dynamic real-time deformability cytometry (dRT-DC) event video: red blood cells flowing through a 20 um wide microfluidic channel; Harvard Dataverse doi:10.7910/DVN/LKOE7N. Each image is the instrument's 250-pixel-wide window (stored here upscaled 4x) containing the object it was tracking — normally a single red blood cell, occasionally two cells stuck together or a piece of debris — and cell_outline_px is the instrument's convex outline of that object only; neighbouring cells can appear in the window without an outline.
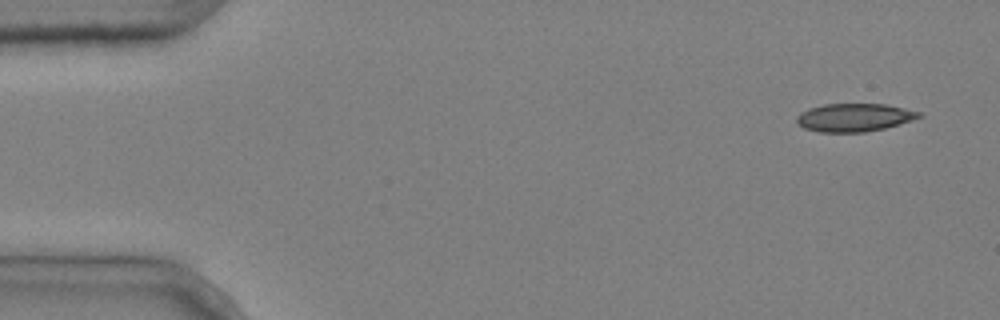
{"species": "common noctule bat (a hibernating species)", "species_latin": "Nyctalus noctula", "temperature_condition": "cold", "stored_images_in_passage": 4, "camera_frame_rate_fps": 3000, "um_per_image_px": 0.085, "animal": {"sex": "male", "body_mass_g": 20.4}, "frame": {"image": 1, "passage_image": 1, "time_ms": 0.0, "image_size_px": [1000, 320], "cell_outline_px": [[924, 116], [912, 120], [884, 128], [864, 132], [820, 132], [804, 128], [796, 120], [796, 116], [800, 112], [808, 108], [824, 104], [884, 104], [904, 108], [920, 112]], "centroid_in_image_um": [72.6, 9.98], "position_along_channel_um": 12.4, "area_um2": 19.94}}
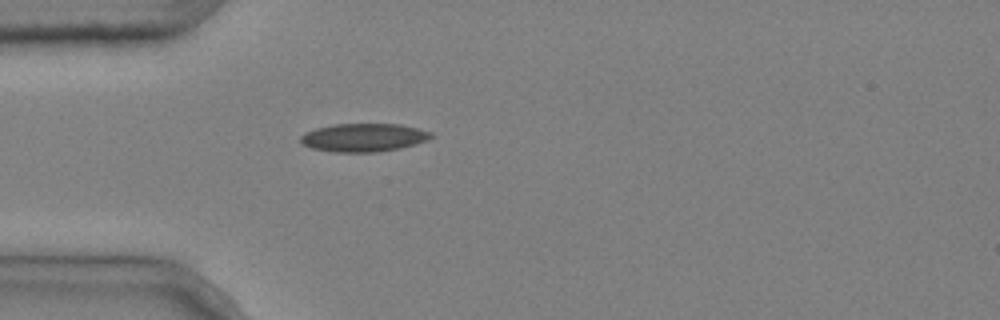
{"frame": {"image": 2, "passage_image": 4, "time_ms": 1.0, "image_size_px": [1000, 320], "cell_outline_px": [[436, 136], [428, 140], [416, 144], [400, 148], [376, 152], [332, 152], [312, 148], [300, 144], [300, 136], [304, 132], [316, 128], [336, 124], [400, 124], [432, 132]], "centroid_in_image_um": [30.91, 11.69], "position_along_channel_um": 54.1, "area_um2": 21.68}}